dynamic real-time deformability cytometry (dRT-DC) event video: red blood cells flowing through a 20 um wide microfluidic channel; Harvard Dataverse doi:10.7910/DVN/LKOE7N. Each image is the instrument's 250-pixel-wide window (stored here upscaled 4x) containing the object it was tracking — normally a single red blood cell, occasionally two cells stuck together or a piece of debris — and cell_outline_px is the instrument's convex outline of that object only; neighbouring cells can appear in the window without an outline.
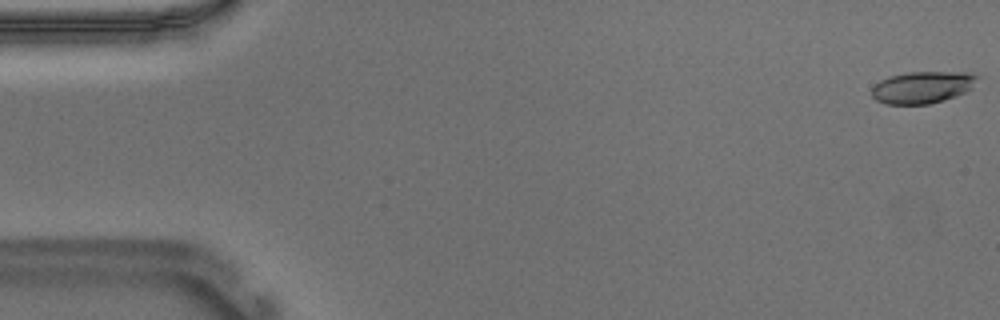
{"species": "Egyptian fruit bat (a non-hibernating species)", "species_latin": "Rousettus aegyptiacus", "temperature_condition": "warm", "stored_images_in_passage": 54, "camera_frame_rate_fps": 3000, "um_per_image_px": 0.085, "animal": {"sex": "male"}, "frame": {"image": 1, "passage_image": 1, "time_ms": 0.0, "image_size_px": [1000, 320], "cell_outline_px": [[980, 76], [972, 88], [968, 92], [944, 100], [928, 104], [884, 104], [876, 100], [872, 96], [872, 88], [880, 80], [888, 76], [908, 72], [968, 72]], "centroid_in_image_um": [78.43, 7.42], "position_along_channel_um": 6.6, "area_um2": 19.88}}
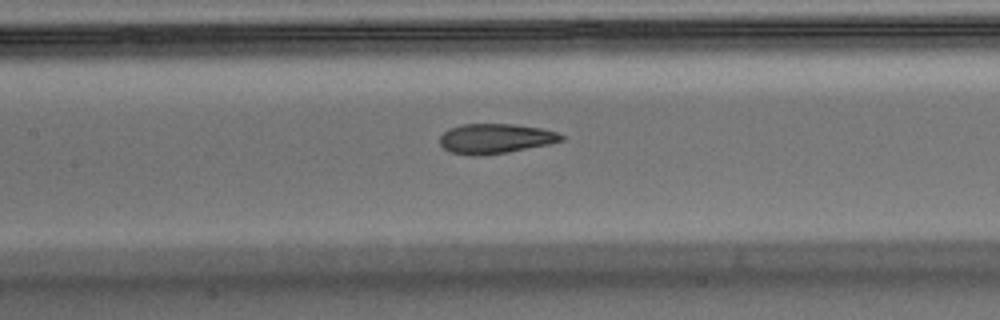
{"frame": {"image": 2, "passage_image": 25, "time_ms": 8.0, "image_size_px": [1000, 320], "cell_outline_px": [[564, 140], [548, 144], [508, 152], [484, 156], [472, 156], [448, 152], [440, 144], [440, 136], [448, 128], [460, 124], [516, 124], [540, 128], [556, 132], [564, 136]], "centroid_in_image_um": [42.06, 11.79], "position_along_channel_um": 165.3, "area_um2": 21.33}}
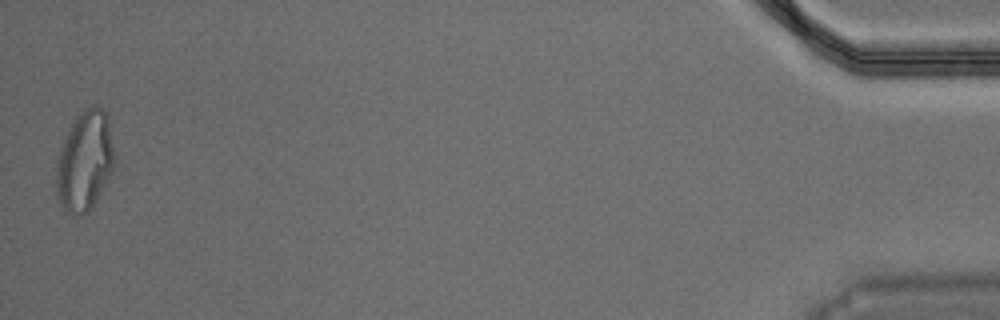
{"frame": {"image": 3, "passage_image": 54, "time_ms": 17.667, "image_size_px": [1000, 320], "cell_outline_px": [[116, 156], [112, 176], [92, 208], [88, 212], [80, 216], [72, 216], [60, 204], [56, 192], [56, 164], [60, 148], [76, 116], [80, 112], [88, 108], [100, 108], [108, 112]], "centroid_in_image_um": [7.25, 13.73], "position_along_channel_um": 428.0, "area_um2": 34.51}, "authors_computed_cell_mechanics": {"area_um2": 21.4727, "velocity_mm_per_s": 3.6929, "shape_relaxation_time_tau1_ms": null, "shape_relaxation_time_tau2_ms": 1.4819, "deformation_change_tau1": null, "deformation_change_tau2": 0.0868}}